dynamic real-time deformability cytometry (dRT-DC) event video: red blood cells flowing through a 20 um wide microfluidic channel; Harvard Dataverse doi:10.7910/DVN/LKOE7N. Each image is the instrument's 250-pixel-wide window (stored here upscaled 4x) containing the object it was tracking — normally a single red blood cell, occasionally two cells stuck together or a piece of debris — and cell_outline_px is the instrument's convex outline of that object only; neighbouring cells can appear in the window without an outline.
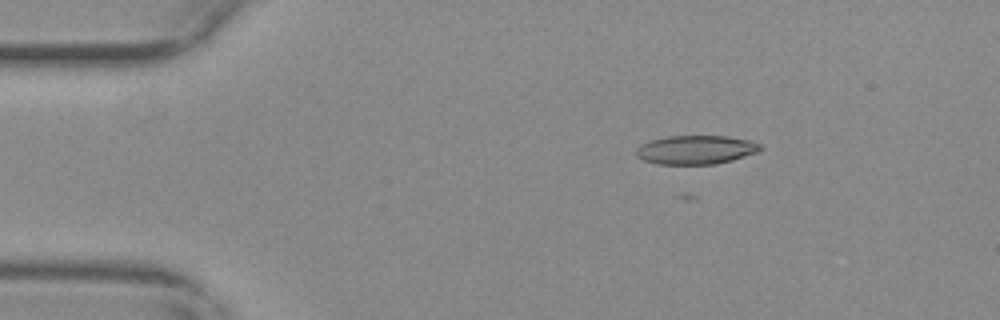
{"species": "common noctule bat (a hibernating species)", "species_latin": "Nyctalus noctula", "temperature_condition": "warm", "stored_images_in_passage": 10, "camera_frame_rate_fps": 3000, "um_per_image_px": 0.085, "animal": {"sex": "female", "body_mass_g": 29.2, "forearm_length_mm": 56.3}, "frame": {"image": 1, "passage_image": 1, "time_ms": 0.0, "image_size_px": [1000, 320], "cell_outline_px": [[764, 148], [756, 152], [732, 160], [716, 164], [656, 164], [644, 160], [636, 156], [636, 148], [640, 144], [652, 140], [668, 136], [724, 136], [752, 140], [760, 144]], "centroid_in_image_um": [59.14, 12.73], "position_along_channel_um": 25.9, "area_um2": 20.87}}
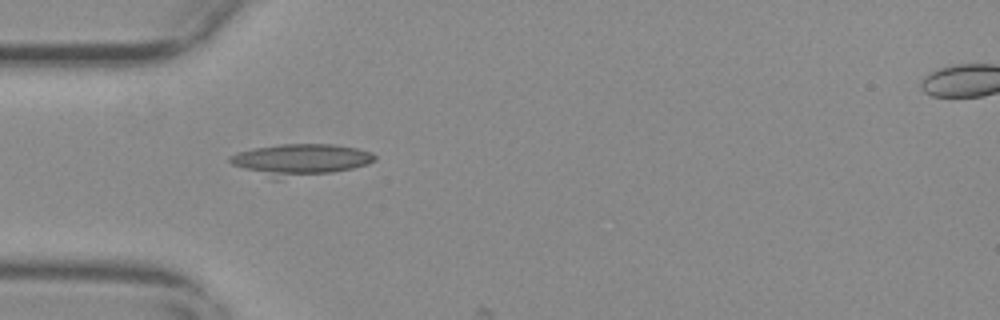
{"frame": {"image": 2, "passage_image": 9, "time_ms": 2.667, "image_size_px": [1000, 320], "cell_outline_px": [[376, 160], [368, 164], [352, 168], [332, 172], [276, 180], [272, 180], [232, 164], [228, 160], [228, 156], [236, 152], [256, 148], [280, 144], [332, 144], [356, 148], [368, 152], [376, 156]], "centroid_in_image_um": [25.48, 13.59], "position_along_channel_um": 59.5, "area_um2": 26.7}}